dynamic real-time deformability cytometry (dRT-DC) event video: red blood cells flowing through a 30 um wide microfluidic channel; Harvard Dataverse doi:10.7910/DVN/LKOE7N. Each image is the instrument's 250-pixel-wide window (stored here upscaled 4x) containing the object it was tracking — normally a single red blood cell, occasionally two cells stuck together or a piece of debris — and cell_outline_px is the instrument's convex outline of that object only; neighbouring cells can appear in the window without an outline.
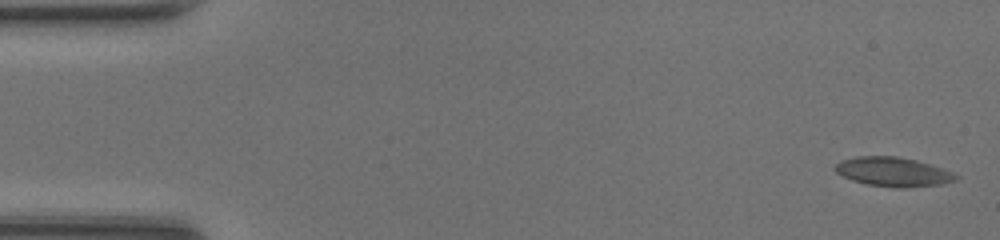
{"species": "common noctule bat (a hibernating species)", "species_latin": "Nyctalus noctula", "temperature_condition": "room temperature", "stored_images_in_passage": 47, "camera_frame_rate_fps": 3000, "um_per_image_px": 0.085, "animal": {"sex": "female", "body_mass_g": 20.0, "forearm_length_mm": 54.0}, "frame": {"image": 1, "passage_image": 1, "time_ms": 0.0, "image_size_px": [1000, 240], "cell_outline_px": [[960, 176], [956, 180], [940, 184], [904, 188], [896, 188], [868, 184], [852, 180], [836, 172], [832, 168], [840, 160], [856, 156], [896, 156], [916, 160], [952, 172]], "centroid_in_image_um": [75.88, 14.6], "position_along_channel_um": 9.1, "area_um2": 20.46}}
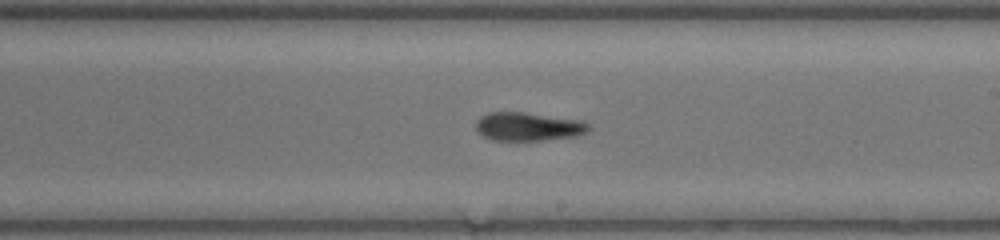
{"frame": {"image": 2, "passage_image": 27, "time_ms": 8.667, "image_size_px": [1000, 240], "cell_outline_px": [[592, 128], [588, 132], [576, 136], [544, 140], [492, 140], [484, 136], [476, 128], [476, 120], [480, 116], [488, 112], [524, 112], [584, 120]], "centroid_in_image_um": [44.94, 10.75], "position_along_channel_um": 244.1, "area_um2": 18.9}}
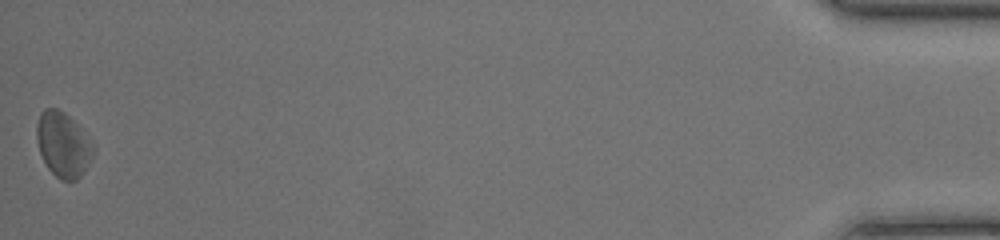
{"frame": {"image": 3, "passage_image": 47, "time_ms": 15.333, "image_size_px": [1000, 240], "cell_outline_px": [[96, 148], [92, 156], [80, 176], [76, 180], [60, 180], [48, 168], [40, 152], [36, 136], [36, 124], [40, 112], [44, 108], [56, 108], [64, 112], [76, 124]], "centroid_in_image_um": [5.34, 12.28], "position_along_channel_um": 429.9, "area_um2": 21.04}, "authors_computed_cell_mechanics": {"area_um2": 19.4208, "velocity_mm_per_s": 4.3169, "shape_relaxation_time_tau1_ms": 5.0308, "shape_relaxation_time_tau2_ms": 4.1574, "deformation_change_tau1": 0.1535, "deformation_change_tau2": 0.1328}}